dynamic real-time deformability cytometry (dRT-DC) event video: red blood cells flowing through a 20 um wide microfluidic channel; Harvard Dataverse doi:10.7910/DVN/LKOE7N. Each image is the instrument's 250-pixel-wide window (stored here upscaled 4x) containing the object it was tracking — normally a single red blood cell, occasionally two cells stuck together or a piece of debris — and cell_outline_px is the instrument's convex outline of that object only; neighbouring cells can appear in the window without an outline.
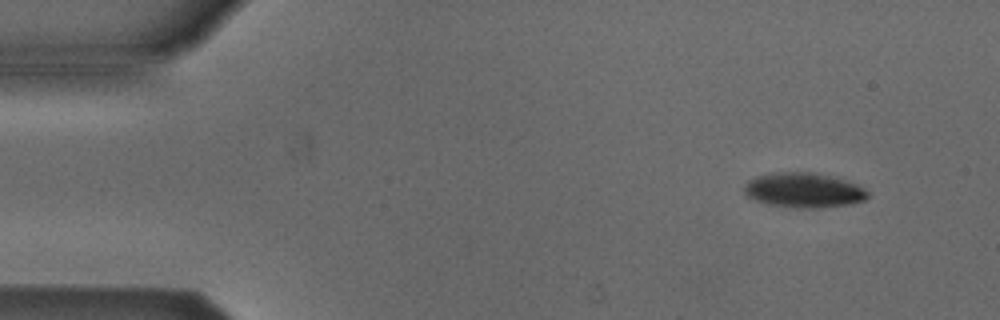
{"species": "Egyptian fruit bat (a non-hibernating species)", "species_latin": "Rousettus aegyptiacus", "temperature_condition": "cold", "stored_images_in_passage": 5, "camera_frame_rate_fps": 3000, "um_per_image_px": 0.085, "animal": {"sex": "male"}, "frame": {"image": 1, "passage_image": 1, "time_ms": 0.0, "image_size_px": [1000, 320], "cell_outline_px": [[868, 196], [864, 200], [852, 204], [816, 208], [800, 208], [768, 204], [756, 200], [748, 196], [744, 192], [744, 184], [748, 180], [756, 176], [772, 172], [816, 172], [844, 180], [856, 184], [864, 188], [868, 192]], "centroid_in_image_um": [68.3, 16.16], "position_along_channel_um": 16.7, "area_um2": 25.09}}